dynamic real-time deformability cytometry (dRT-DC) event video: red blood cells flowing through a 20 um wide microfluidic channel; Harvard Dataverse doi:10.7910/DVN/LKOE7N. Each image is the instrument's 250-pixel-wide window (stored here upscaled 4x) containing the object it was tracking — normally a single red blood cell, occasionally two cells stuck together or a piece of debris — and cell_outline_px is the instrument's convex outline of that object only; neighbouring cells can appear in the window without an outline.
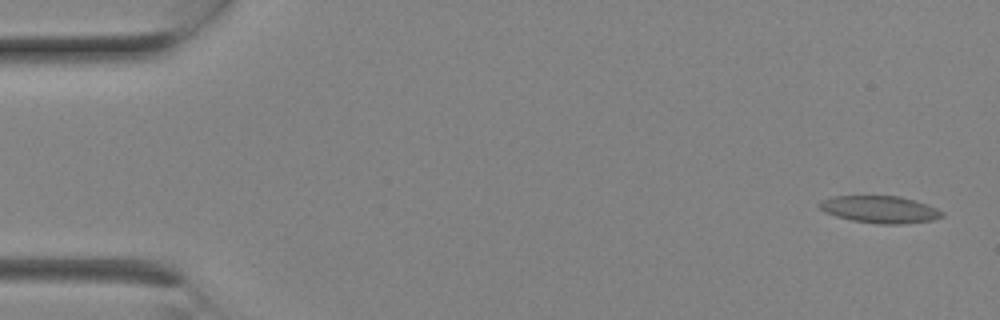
{"species": "Egyptian fruit bat (a non-hibernating species)", "species_latin": "Rousettus aegyptiacus", "temperature_condition": "room temperature", "stored_images_in_passage": 8, "camera_frame_rate_fps": 3000, "um_per_image_px": 0.085, "animal": {"sex": "female"}, "frame": {"image": 1, "passage_image": 1, "time_ms": 0.0, "image_size_px": [1000, 320], "cell_outline_px": [[944, 216], [932, 220], [900, 224], [880, 224], [852, 220], [836, 216], [824, 212], [820, 208], [820, 200], [832, 196], [900, 196], [916, 200], [928, 204], [944, 212]], "centroid_in_image_um": [74.81, 17.79], "position_along_channel_um": 10.2, "area_um2": 19.42}}
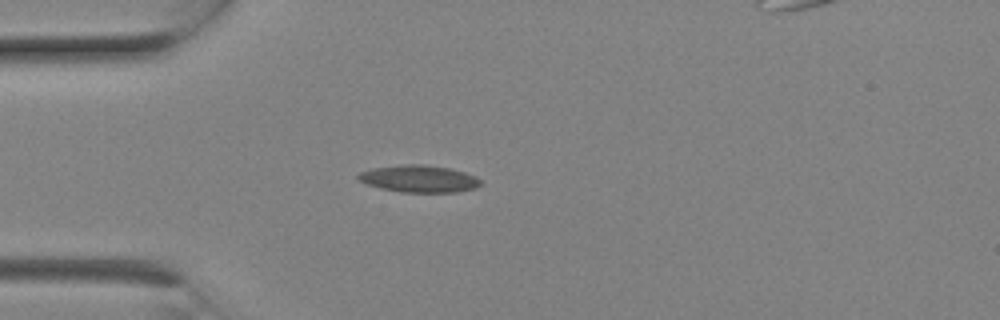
{"frame": {"image": 2, "passage_image": 6, "time_ms": 1.667, "image_size_px": [1000, 320], "cell_outline_px": [[480, 184], [476, 188], [456, 192], [400, 192], [380, 188], [368, 184], [360, 180], [356, 176], [360, 172], [372, 168], [404, 164], [424, 164], [448, 168], [464, 172], [476, 176], [480, 180]], "centroid_in_image_um": [35.62, 15.19], "position_along_channel_um": 49.4, "area_um2": 19.25}}
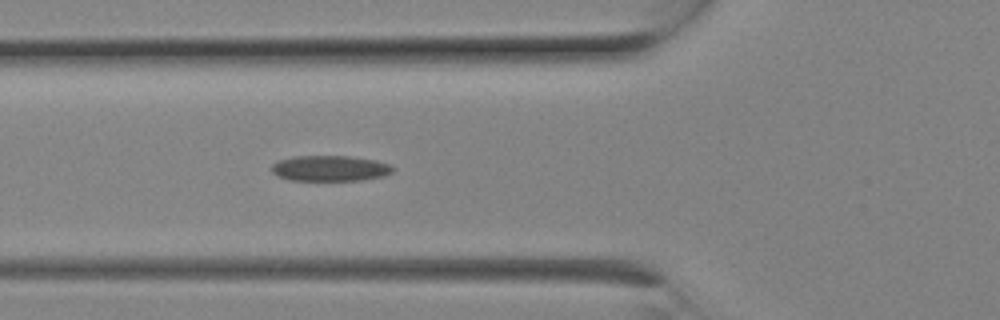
{"frame": {"image": 3, "passage_image": 8, "time_ms": 2.333, "image_size_px": [1000, 320], "cell_outline_px": [[392, 172], [384, 176], [360, 180], [288, 180], [276, 176], [272, 172], [272, 164], [280, 160], [292, 156], [348, 156], [376, 160], [388, 164], [392, 168]], "centroid_in_image_um": [28.01, 14.31], "position_along_channel_um": 97.8, "area_um2": 18.03}}